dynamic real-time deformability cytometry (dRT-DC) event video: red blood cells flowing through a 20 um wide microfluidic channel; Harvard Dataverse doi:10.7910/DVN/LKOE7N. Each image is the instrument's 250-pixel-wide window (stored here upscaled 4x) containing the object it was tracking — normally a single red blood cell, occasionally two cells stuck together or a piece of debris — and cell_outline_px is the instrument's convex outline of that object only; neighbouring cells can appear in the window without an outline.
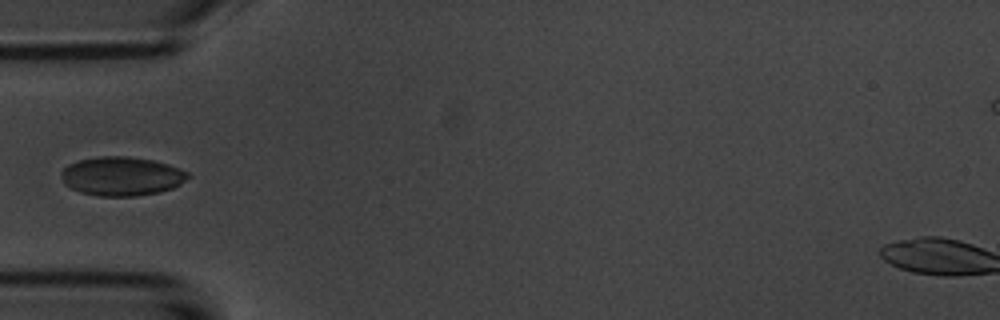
{"species": "common noctule bat (a hibernating species)", "species_latin": "Nyctalus noctula", "temperature_condition": "room temperature", "stored_images_in_passage": 4, "camera_frame_rate_fps": 3000, "um_per_image_px": 0.085, "animal": {"sex": "male", "body_mass_g": 20.1, "forearm_length_mm": 53.5}, "frame": {"image": 1, "passage_image": 4, "time_ms": 4.333, "image_size_px": [1000, 320], "cell_outline_px": [[192, 176], [180, 184], [172, 188], [160, 192], [136, 196], [96, 196], [80, 192], [64, 184], [60, 176], [60, 172], [68, 164], [80, 160], [100, 156], [128, 156], [152, 160], [168, 164], [180, 168], [188, 172]], "centroid_in_image_um": [10.35, 14.98], "position_along_channel_um": 74.7, "area_um2": 28.96}}